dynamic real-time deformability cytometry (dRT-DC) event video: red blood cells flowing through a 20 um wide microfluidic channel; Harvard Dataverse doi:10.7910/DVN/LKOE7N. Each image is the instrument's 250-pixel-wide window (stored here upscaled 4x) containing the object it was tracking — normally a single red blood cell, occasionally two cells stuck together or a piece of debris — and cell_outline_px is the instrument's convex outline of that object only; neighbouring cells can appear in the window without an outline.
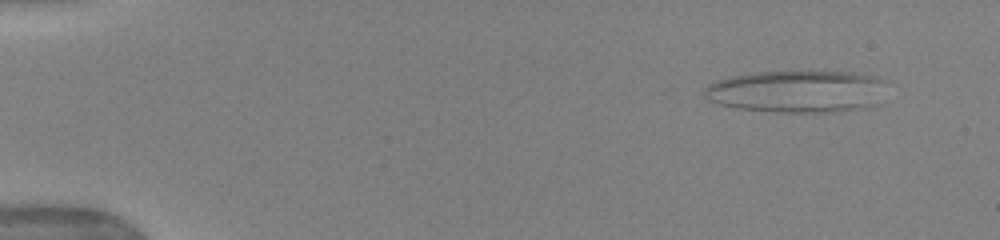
{"species": "human", "species_latin": "Homo sapiens", "temperature_condition": "warm", "stored_images_in_passage": 48, "camera_frame_rate_fps": 3000, "um_per_image_px": 0.085, "donor": {"sex": "female"}, "frame": {"image": 1, "passage_image": 1, "time_ms": 0.0, "image_size_px": [1000, 240], "cell_outline_px": [[884, 80], [880, 104], [864, 108], [836, 112], [776, 112], [736, 108], [716, 104], [708, 100], [704, 96], [704, 88], [708, 84], [716, 80], [732, 76], [756, 72], [852, 72], [876, 76]], "centroid_in_image_um": [67.74, 7.78], "position_along_channel_um": 17.3, "area_um2": 45.2}}
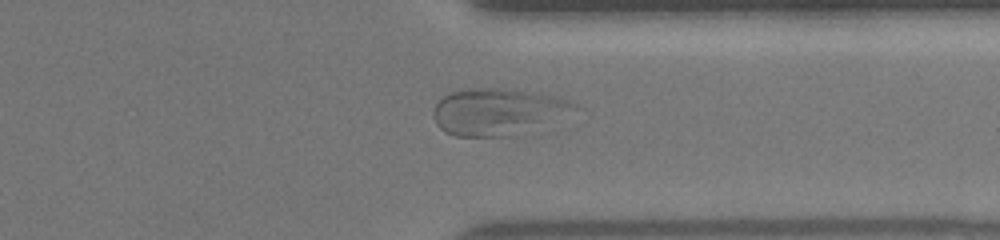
{"frame": {"image": 2, "passage_image": 37, "time_ms": 12.0, "image_size_px": [1000, 240], "cell_outline_px": [[584, 108], [516, 136], [456, 136], [444, 132], [436, 124], [432, 116], [432, 112], [436, 104], [444, 96], [452, 92], [476, 88], [500, 88], [552, 96], [568, 100], [580, 104]], "centroid_in_image_um": [42.33, 9.51], "position_along_channel_um": 369.1, "area_um2": 38.38}}
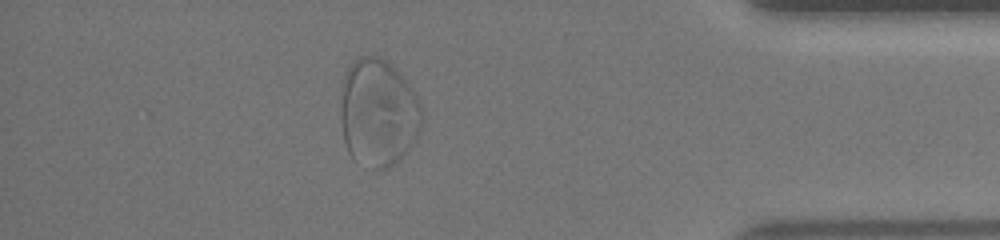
{"frame": {"image": 3, "passage_image": 42, "time_ms": 13.667, "image_size_px": [1000, 240], "cell_outline_px": [[420, 128], [416, 136], [400, 160], [388, 168], [372, 168], [352, 156], [348, 152], [344, 140], [340, 120], [340, 108], [344, 72], [352, 60], [360, 56], [380, 56], [404, 80], [416, 96], [420, 104]], "centroid_in_image_um": [32.09, 9.57], "position_along_channel_um": 403.1, "area_um2": 50.23}}